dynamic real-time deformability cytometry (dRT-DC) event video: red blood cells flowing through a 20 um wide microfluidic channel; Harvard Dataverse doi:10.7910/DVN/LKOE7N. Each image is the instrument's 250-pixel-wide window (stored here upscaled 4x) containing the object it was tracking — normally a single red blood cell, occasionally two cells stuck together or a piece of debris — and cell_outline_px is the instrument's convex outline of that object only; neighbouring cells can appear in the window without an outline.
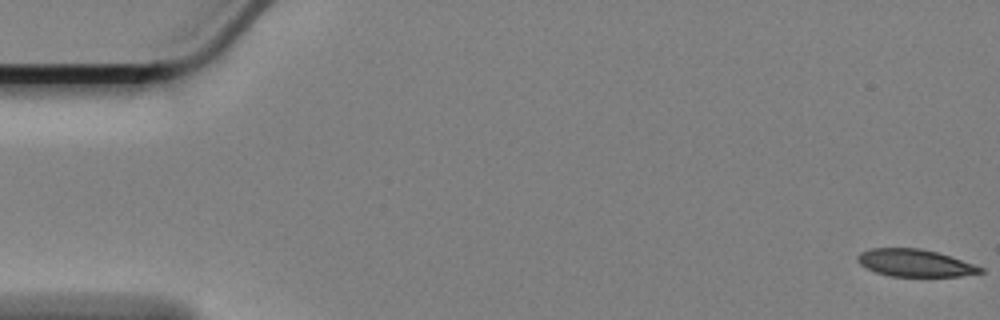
{"species": "Egyptian fruit bat (a non-hibernating species)", "species_latin": "Rousettus aegyptiacus", "temperature_condition": "cold", "stored_images_in_passage": 59, "camera_frame_rate_fps": 3000, "um_per_image_px": 0.085, "animal": {"sex": "female"}, "frame": {"image": 1, "passage_image": 1, "time_ms": 0.0, "image_size_px": [1000, 320], "cell_outline_px": [[984, 272], [960, 276], [888, 276], [876, 272], [860, 264], [856, 260], [856, 256], [860, 252], [872, 248], [920, 248], [936, 252], [984, 268]], "centroid_in_image_um": [77.72, 22.35], "position_along_channel_um": 7.3, "area_um2": 19.31}}
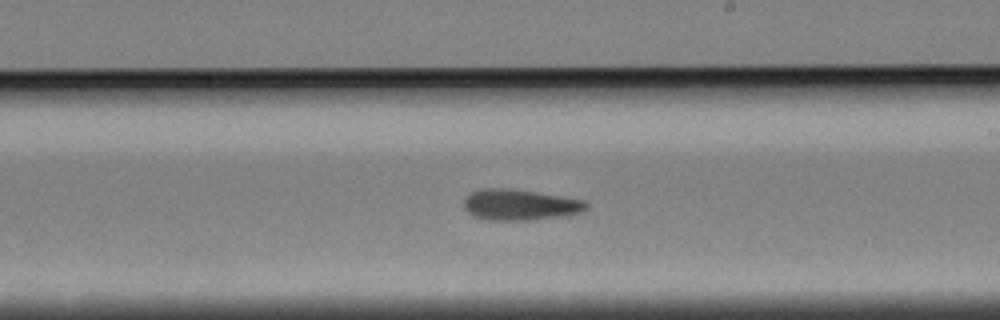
{"frame": {"image": 2, "passage_image": 34, "time_ms": 11.0, "image_size_px": [1000, 320], "cell_outline_px": [[588, 208], [580, 212], [564, 216], [528, 220], [488, 220], [472, 216], [464, 208], [464, 200], [472, 192], [484, 188], [508, 188], [536, 192], [584, 200], [588, 204]], "centroid_in_image_um": [44.19, 17.41], "position_along_channel_um": 244.8, "area_um2": 21.96}}
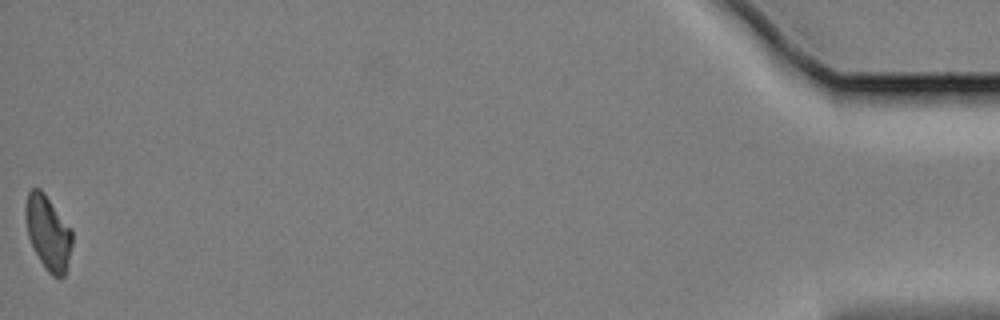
{"frame": {"image": 3, "passage_image": 59, "time_ms": 19.333, "image_size_px": [1000, 320], "cell_outline_px": [[72, 244], [64, 276], [52, 276], [48, 272], [40, 260], [28, 236], [24, 216], [24, 208], [28, 192], [32, 188], [40, 188], [44, 192], [72, 228]], "centroid_in_image_um": [4.07, 19.72], "position_along_channel_um": 431.1, "area_um2": 20.17}}